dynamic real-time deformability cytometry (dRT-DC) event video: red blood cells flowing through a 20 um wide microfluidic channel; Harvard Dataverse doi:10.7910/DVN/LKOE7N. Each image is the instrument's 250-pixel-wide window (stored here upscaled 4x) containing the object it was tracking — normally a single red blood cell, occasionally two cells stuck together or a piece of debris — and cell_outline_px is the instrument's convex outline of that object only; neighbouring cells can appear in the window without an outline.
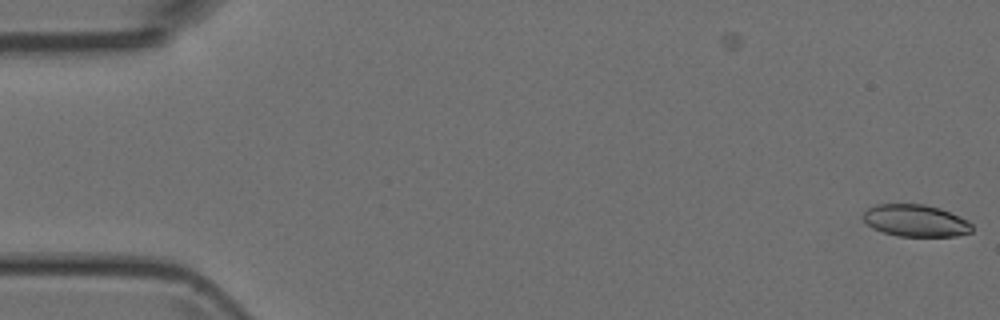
{"species": "Egyptian fruit bat (a non-hibernating species)", "species_latin": "Rousettus aegyptiacus", "temperature_condition": "room temperature", "stored_images_in_passage": 4, "camera_frame_rate_fps": 3000, "um_per_image_px": 0.085, "animal": {"sex": "female"}, "frame": {"image": 1, "passage_image": 4, "time_ms": 1.0, "image_size_px": [1000, 320], "cell_outline_px": [[972, 232], [956, 236], [896, 236], [872, 228], [864, 220], [864, 212], [868, 208], [876, 204], [924, 204], [940, 208], [968, 220], [972, 224]], "centroid_in_image_um": [77.84, 18.75], "position_along_channel_um": 7.2, "area_um2": 20.29}}